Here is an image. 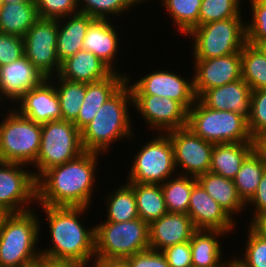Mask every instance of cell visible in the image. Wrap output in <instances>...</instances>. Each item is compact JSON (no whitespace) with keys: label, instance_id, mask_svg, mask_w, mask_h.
<instances>
[{"label":"cell","instance_id":"obj_1","mask_svg":"<svg viewBox=\"0 0 266 267\" xmlns=\"http://www.w3.org/2000/svg\"><path fill=\"white\" fill-rule=\"evenodd\" d=\"M99 156L104 154L85 151L74 160L46 170L37 179V204L89 208L95 197Z\"/></svg>","mask_w":266,"mask_h":267},{"label":"cell","instance_id":"obj_2","mask_svg":"<svg viewBox=\"0 0 266 267\" xmlns=\"http://www.w3.org/2000/svg\"><path fill=\"white\" fill-rule=\"evenodd\" d=\"M39 207L43 209L47 218L45 222L49 224L48 240L51 242L50 248H40L41 258L95 262V226L89 228L81 221L90 211L88 207L46 205Z\"/></svg>","mask_w":266,"mask_h":267},{"label":"cell","instance_id":"obj_3","mask_svg":"<svg viewBox=\"0 0 266 267\" xmlns=\"http://www.w3.org/2000/svg\"><path fill=\"white\" fill-rule=\"evenodd\" d=\"M132 106L130 86L126 82L101 106L93 120L81 131L84 151L106 154L116 141H132L136 136L129 112Z\"/></svg>","mask_w":266,"mask_h":267},{"label":"cell","instance_id":"obj_4","mask_svg":"<svg viewBox=\"0 0 266 267\" xmlns=\"http://www.w3.org/2000/svg\"><path fill=\"white\" fill-rule=\"evenodd\" d=\"M35 212L34 207L27 212L12 213L0 227V267H28L41 260L37 244L44 227Z\"/></svg>","mask_w":266,"mask_h":267},{"label":"cell","instance_id":"obj_5","mask_svg":"<svg viewBox=\"0 0 266 267\" xmlns=\"http://www.w3.org/2000/svg\"><path fill=\"white\" fill-rule=\"evenodd\" d=\"M187 128L213 144L255 142L244 116L232 111L208 108L198 99L188 110Z\"/></svg>","mask_w":266,"mask_h":267},{"label":"cell","instance_id":"obj_6","mask_svg":"<svg viewBox=\"0 0 266 267\" xmlns=\"http://www.w3.org/2000/svg\"><path fill=\"white\" fill-rule=\"evenodd\" d=\"M148 249L149 225L140 218L95 225V260L126 259Z\"/></svg>","mask_w":266,"mask_h":267},{"label":"cell","instance_id":"obj_7","mask_svg":"<svg viewBox=\"0 0 266 267\" xmlns=\"http://www.w3.org/2000/svg\"><path fill=\"white\" fill-rule=\"evenodd\" d=\"M243 16L198 25L186 36L192 39L194 59H210L241 52L246 43Z\"/></svg>","mask_w":266,"mask_h":267},{"label":"cell","instance_id":"obj_8","mask_svg":"<svg viewBox=\"0 0 266 267\" xmlns=\"http://www.w3.org/2000/svg\"><path fill=\"white\" fill-rule=\"evenodd\" d=\"M0 121V161L31 166L40 149L41 124L9 108Z\"/></svg>","mask_w":266,"mask_h":267},{"label":"cell","instance_id":"obj_9","mask_svg":"<svg viewBox=\"0 0 266 267\" xmlns=\"http://www.w3.org/2000/svg\"><path fill=\"white\" fill-rule=\"evenodd\" d=\"M83 152L81 131L73 122L53 120L41 124L40 149L32 165V170H36L33 171L35 178L51 167L74 160Z\"/></svg>","mask_w":266,"mask_h":267},{"label":"cell","instance_id":"obj_10","mask_svg":"<svg viewBox=\"0 0 266 267\" xmlns=\"http://www.w3.org/2000/svg\"><path fill=\"white\" fill-rule=\"evenodd\" d=\"M149 142L141 145L130 161L127 182L163 184L178 174L175 166L174 148L167 133H156Z\"/></svg>","mask_w":266,"mask_h":267},{"label":"cell","instance_id":"obj_11","mask_svg":"<svg viewBox=\"0 0 266 267\" xmlns=\"http://www.w3.org/2000/svg\"><path fill=\"white\" fill-rule=\"evenodd\" d=\"M27 167L0 161V204L11 213L33 210L31 207L37 204V179Z\"/></svg>","mask_w":266,"mask_h":267},{"label":"cell","instance_id":"obj_12","mask_svg":"<svg viewBox=\"0 0 266 267\" xmlns=\"http://www.w3.org/2000/svg\"><path fill=\"white\" fill-rule=\"evenodd\" d=\"M174 72L169 69H156L143 75L137 81H130L129 74L126 82L130 86L132 95L166 97L178 101L188 111L197 99L193 89V78L186 79L181 74L178 75Z\"/></svg>","mask_w":266,"mask_h":267},{"label":"cell","instance_id":"obj_13","mask_svg":"<svg viewBox=\"0 0 266 267\" xmlns=\"http://www.w3.org/2000/svg\"><path fill=\"white\" fill-rule=\"evenodd\" d=\"M58 19L39 18L23 37L24 55L48 78L58 74Z\"/></svg>","mask_w":266,"mask_h":267},{"label":"cell","instance_id":"obj_14","mask_svg":"<svg viewBox=\"0 0 266 267\" xmlns=\"http://www.w3.org/2000/svg\"><path fill=\"white\" fill-rule=\"evenodd\" d=\"M174 148L178 174L198 177L209 172L214 144L184 127L166 132Z\"/></svg>","mask_w":266,"mask_h":267},{"label":"cell","instance_id":"obj_15","mask_svg":"<svg viewBox=\"0 0 266 267\" xmlns=\"http://www.w3.org/2000/svg\"><path fill=\"white\" fill-rule=\"evenodd\" d=\"M132 99V108L149 129L166 133L187 127L188 111L178 101L156 95H132Z\"/></svg>","mask_w":266,"mask_h":267},{"label":"cell","instance_id":"obj_16","mask_svg":"<svg viewBox=\"0 0 266 267\" xmlns=\"http://www.w3.org/2000/svg\"><path fill=\"white\" fill-rule=\"evenodd\" d=\"M193 89L196 98L204 91L242 78L241 52L210 59H193Z\"/></svg>","mask_w":266,"mask_h":267},{"label":"cell","instance_id":"obj_17","mask_svg":"<svg viewBox=\"0 0 266 267\" xmlns=\"http://www.w3.org/2000/svg\"><path fill=\"white\" fill-rule=\"evenodd\" d=\"M48 77L25 55L17 61L0 66V101L14 104L29 90L42 85ZM13 101V102H12Z\"/></svg>","mask_w":266,"mask_h":267},{"label":"cell","instance_id":"obj_18","mask_svg":"<svg viewBox=\"0 0 266 267\" xmlns=\"http://www.w3.org/2000/svg\"><path fill=\"white\" fill-rule=\"evenodd\" d=\"M196 229L235 231V221L197 182L192 189L187 213Z\"/></svg>","mask_w":266,"mask_h":267},{"label":"cell","instance_id":"obj_19","mask_svg":"<svg viewBox=\"0 0 266 267\" xmlns=\"http://www.w3.org/2000/svg\"><path fill=\"white\" fill-rule=\"evenodd\" d=\"M115 23L116 21L113 22L110 19L94 18L87 28L83 49L97 56L113 72L120 73V68L119 71L116 68L118 65L116 62L119 60L117 55L121 49L120 45L123 44L119 40H123V38H119L121 33L118 32Z\"/></svg>","mask_w":266,"mask_h":267},{"label":"cell","instance_id":"obj_20","mask_svg":"<svg viewBox=\"0 0 266 267\" xmlns=\"http://www.w3.org/2000/svg\"><path fill=\"white\" fill-rule=\"evenodd\" d=\"M11 106H14V109L21 116L39 124L62 120L61 107L55 85L49 79L42 85L26 92L15 105Z\"/></svg>","mask_w":266,"mask_h":267},{"label":"cell","instance_id":"obj_21","mask_svg":"<svg viewBox=\"0 0 266 267\" xmlns=\"http://www.w3.org/2000/svg\"><path fill=\"white\" fill-rule=\"evenodd\" d=\"M196 230L188 214L167 212L149 225V247L151 250L162 251L188 242Z\"/></svg>","mask_w":266,"mask_h":267},{"label":"cell","instance_id":"obj_22","mask_svg":"<svg viewBox=\"0 0 266 267\" xmlns=\"http://www.w3.org/2000/svg\"><path fill=\"white\" fill-rule=\"evenodd\" d=\"M204 106L221 111H232L247 120L251 113V89L241 78L235 82L204 91L197 98Z\"/></svg>","mask_w":266,"mask_h":267},{"label":"cell","instance_id":"obj_23","mask_svg":"<svg viewBox=\"0 0 266 267\" xmlns=\"http://www.w3.org/2000/svg\"><path fill=\"white\" fill-rule=\"evenodd\" d=\"M127 74L113 72L103 80L86 84L79 115L73 122L80 131L93 120L101 106L126 83Z\"/></svg>","mask_w":266,"mask_h":267},{"label":"cell","instance_id":"obj_24","mask_svg":"<svg viewBox=\"0 0 266 267\" xmlns=\"http://www.w3.org/2000/svg\"><path fill=\"white\" fill-rule=\"evenodd\" d=\"M113 71L93 53L81 49L61 62L58 76L74 82L91 83L109 77Z\"/></svg>","mask_w":266,"mask_h":267},{"label":"cell","instance_id":"obj_25","mask_svg":"<svg viewBox=\"0 0 266 267\" xmlns=\"http://www.w3.org/2000/svg\"><path fill=\"white\" fill-rule=\"evenodd\" d=\"M226 234L220 230L197 229L190 240L192 267H228L229 260H223L225 251L219 239L229 236Z\"/></svg>","mask_w":266,"mask_h":267},{"label":"cell","instance_id":"obj_26","mask_svg":"<svg viewBox=\"0 0 266 267\" xmlns=\"http://www.w3.org/2000/svg\"><path fill=\"white\" fill-rule=\"evenodd\" d=\"M93 19L80 12L58 19L56 52L60 63L83 49L86 31Z\"/></svg>","mask_w":266,"mask_h":267},{"label":"cell","instance_id":"obj_27","mask_svg":"<svg viewBox=\"0 0 266 267\" xmlns=\"http://www.w3.org/2000/svg\"><path fill=\"white\" fill-rule=\"evenodd\" d=\"M197 182L234 220L246 211V203L239 196L232 179L207 172L198 176Z\"/></svg>","mask_w":266,"mask_h":267},{"label":"cell","instance_id":"obj_28","mask_svg":"<svg viewBox=\"0 0 266 267\" xmlns=\"http://www.w3.org/2000/svg\"><path fill=\"white\" fill-rule=\"evenodd\" d=\"M255 149V142L214 144L209 172L233 180L244 160Z\"/></svg>","mask_w":266,"mask_h":267},{"label":"cell","instance_id":"obj_29","mask_svg":"<svg viewBox=\"0 0 266 267\" xmlns=\"http://www.w3.org/2000/svg\"><path fill=\"white\" fill-rule=\"evenodd\" d=\"M38 19L35 2L3 3L0 7V32L24 37Z\"/></svg>","mask_w":266,"mask_h":267},{"label":"cell","instance_id":"obj_30","mask_svg":"<svg viewBox=\"0 0 266 267\" xmlns=\"http://www.w3.org/2000/svg\"><path fill=\"white\" fill-rule=\"evenodd\" d=\"M124 183L133 189L138 216L148 225L168 212L160 184Z\"/></svg>","mask_w":266,"mask_h":267},{"label":"cell","instance_id":"obj_31","mask_svg":"<svg viewBox=\"0 0 266 267\" xmlns=\"http://www.w3.org/2000/svg\"><path fill=\"white\" fill-rule=\"evenodd\" d=\"M241 70L251 91L266 89V46L246 42L241 50Z\"/></svg>","mask_w":266,"mask_h":267},{"label":"cell","instance_id":"obj_32","mask_svg":"<svg viewBox=\"0 0 266 267\" xmlns=\"http://www.w3.org/2000/svg\"><path fill=\"white\" fill-rule=\"evenodd\" d=\"M265 170L266 159L256 149L242 163L233 181L245 203L256 193Z\"/></svg>","mask_w":266,"mask_h":267},{"label":"cell","instance_id":"obj_33","mask_svg":"<svg viewBox=\"0 0 266 267\" xmlns=\"http://www.w3.org/2000/svg\"><path fill=\"white\" fill-rule=\"evenodd\" d=\"M107 195L104 221L127 222L139 218L134 191L127 183H123L117 189L113 187V191Z\"/></svg>","mask_w":266,"mask_h":267},{"label":"cell","instance_id":"obj_34","mask_svg":"<svg viewBox=\"0 0 266 267\" xmlns=\"http://www.w3.org/2000/svg\"><path fill=\"white\" fill-rule=\"evenodd\" d=\"M48 79L55 85L61 107L62 120L74 122L79 115L85 97L86 83L70 81L58 75Z\"/></svg>","mask_w":266,"mask_h":267},{"label":"cell","instance_id":"obj_35","mask_svg":"<svg viewBox=\"0 0 266 267\" xmlns=\"http://www.w3.org/2000/svg\"><path fill=\"white\" fill-rule=\"evenodd\" d=\"M196 183V177L176 174L161 184L167 211L187 214L191 192Z\"/></svg>","mask_w":266,"mask_h":267},{"label":"cell","instance_id":"obj_36","mask_svg":"<svg viewBox=\"0 0 266 267\" xmlns=\"http://www.w3.org/2000/svg\"><path fill=\"white\" fill-rule=\"evenodd\" d=\"M177 29L186 35L199 25V10L202 0H159Z\"/></svg>","mask_w":266,"mask_h":267},{"label":"cell","instance_id":"obj_37","mask_svg":"<svg viewBox=\"0 0 266 267\" xmlns=\"http://www.w3.org/2000/svg\"><path fill=\"white\" fill-rule=\"evenodd\" d=\"M137 5H140L138 0H78L80 13L92 18L113 19V21L114 18L118 21V17Z\"/></svg>","mask_w":266,"mask_h":267},{"label":"cell","instance_id":"obj_38","mask_svg":"<svg viewBox=\"0 0 266 267\" xmlns=\"http://www.w3.org/2000/svg\"><path fill=\"white\" fill-rule=\"evenodd\" d=\"M242 3L243 0H202L199 10V25L246 16L241 10L244 5Z\"/></svg>","mask_w":266,"mask_h":267},{"label":"cell","instance_id":"obj_39","mask_svg":"<svg viewBox=\"0 0 266 267\" xmlns=\"http://www.w3.org/2000/svg\"><path fill=\"white\" fill-rule=\"evenodd\" d=\"M251 7V20L245 22L246 42L266 46V0H248Z\"/></svg>","mask_w":266,"mask_h":267},{"label":"cell","instance_id":"obj_40","mask_svg":"<svg viewBox=\"0 0 266 267\" xmlns=\"http://www.w3.org/2000/svg\"><path fill=\"white\" fill-rule=\"evenodd\" d=\"M242 255L234 258L244 267H266V240L258 236L249 226Z\"/></svg>","mask_w":266,"mask_h":267},{"label":"cell","instance_id":"obj_41","mask_svg":"<svg viewBox=\"0 0 266 267\" xmlns=\"http://www.w3.org/2000/svg\"><path fill=\"white\" fill-rule=\"evenodd\" d=\"M248 129L254 140L266 131V89L251 91Z\"/></svg>","mask_w":266,"mask_h":267},{"label":"cell","instance_id":"obj_42","mask_svg":"<svg viewBox=\"0 0 266 267\" xmlns=\"http://www.w3.org/2000/svg\"><path fill=\"white\" fill-rule=\"evenodd\" d=\"M39 18L60 19L79 13L78 0H36Z\"/></svg>","mask_w":266,"mask_h":267},{"label":"cell","instance_id":"obj_43","mask_svg":"<svg viewBox=\"0 0 266 267\" xmlns=\"http://www.w3.org/2000/svg\"><path fill=\"white\" fill-rule=\"evenodd\" d=\"M23 55V37L0 32V66L17 61Z\"/></svg>","mask_w":266,"mask_h":267},{"label":"cell","instance_id":"obj_44","mask_svg":"<svg viewBox=\"0 0 266 267\" xmlns=\"http://www.w3.org/2000/svg\"><path fill=\"white\" fill-rule=\"evenodd\" d=\"M170 267H192L190 241L161 251Z\"/></svg>","mask_w":266,"mask_h":267},{"label":"cell","instance_id":"obj_45","mask_svg":"<svg viewBox=\"0 0 266 267\" xmlns=\"http://www.w3.org/2000/svg\"><path fill=\"white\" fill-rule=\"evenodd\" d=\"M130 267H170L161 251L148 249L126 258Z\"/></svg>","mask_w":266,"mask_h":267},{"label":"cell","instance_id":"obj_46","mask_svg":"<svg viewBox=\"0 0 266 267\" xmlns=\"http://www.w3.org/2000/svg\"><path fill=\"white\" fill-rule=\"evenodd\" d=\"M248 204V205H247ZM251 207L253 211V215L251 219L248 217L249 222L258 214L266 212V170L260 180L256 193L252 196V198L246 203L247 207Z\"/></svg>","mask_w":266,"mask_h":267},{"label":"cell","instance_id":"obj_47","mask_svg":"<svg viewBox=\"0 0 266 267\" xmlns=\"http://www.w3.org/2000/svg\"><path fill=\"white\" fill-rule=\"evenodd\" d=\"M249 223L248 226L258 236L266 240V212L256 215Z\"/></svg>","mask_w":266,"mask_h":267},{"label":"cell","instance_id":"obj_48","mask_svg":"<svg viewBox=\"0 0 266 267\" xmlns=\"http://www.w3.org/2000/svg\"><path fill=\"white\" fill-rule=\"evenodd\" d=\"M48 267H95L94 262L49 260Z\"/></svg>","mask_w":266,"mask_h":267},{"label":"cell","instance_id":"obj_49","mask_svg":"<svg viewBox=\"0 0 266 267\" xmlns=\"http://www.w3.org/2000/svg\"><path fill=\"white\" fill-rule=\"evenodd\" d=\"M95 267H130L126 259L95 260Z\"/></svg>","mask_w":266,"mask_h":267},{"label":"cell","instance_id":"obj_50","mask_svg":"<svg viewBox=\"0 0 266 267\" xmlns=\"http://www.w3.org/2000/svg\"><path fill=\"white\" fill-rule=\"evenodd\" d=\"M256 150L266 159V131L255 139Z\"/></svg>","mask_w":266,"mask_h":267},{"label":"cell","instance_id":"obj_51","mask_svg":"<svg viewBox=\"0 0 266 267\" xmlns=\"http://www.w3.org/2000/svg\"><path fill=\"white\" fill-rule=\"evenodd\" d=\"M12 213L0 204V227Z\"/></svg>","mask_w":266,"mask_h":267},{"label":"cell","instance_id":"obj_52","mask_svg":"<svg viewBox=\"0 0 266 267\" xmlns=\"http://www.w3.org/2000/svg\"><path fill=\"white\" fill-rule=\"evenodd\" d=\"M28 267H48V259L41 258V260L33 265H30Z\"/></svg>","mask_w":266,"mask_h":267},{"label":"cell","instance_id":"obj_53","mask_svg":"<svg viewBox=\"0 0 266 267\" xmlns=\"http://www.w3.org/2000/svg\"><path fill=\"white\" fill-rule=\"evenodd\" d=\"M228 267H244L242 266L235 258L234 256H231L229 259Z\"/></svg>","mask_w":266,"mask_h":267},{"label":"cell","instance_id":"obj_54","mask_svg":"<svg viewBox=\"0 0 266 267\" xmlns=\"http://www.w3.org/2000/svg\"><path fill=\"white\" fill-rule=\"evenodd\" d=\"M36 2V0H2V3Z\"/></svg>","mask_w":266,"mask_h":267},{"label":"cell","instance_id":"obj_55","mask_svg":"<svg viewBox=\"0 0 266 267\" xmlns=\"http://www.w3.org/2000/svg\"><path fill=\"white\" fill-rule=\"evenodd\" d=\"M138 1H139V4H143L145 2L148 3V1H150V2L154 1L155 2V0H138Z\"/></svg>","mask_w":266,"mask_h":267}]
</instances>
